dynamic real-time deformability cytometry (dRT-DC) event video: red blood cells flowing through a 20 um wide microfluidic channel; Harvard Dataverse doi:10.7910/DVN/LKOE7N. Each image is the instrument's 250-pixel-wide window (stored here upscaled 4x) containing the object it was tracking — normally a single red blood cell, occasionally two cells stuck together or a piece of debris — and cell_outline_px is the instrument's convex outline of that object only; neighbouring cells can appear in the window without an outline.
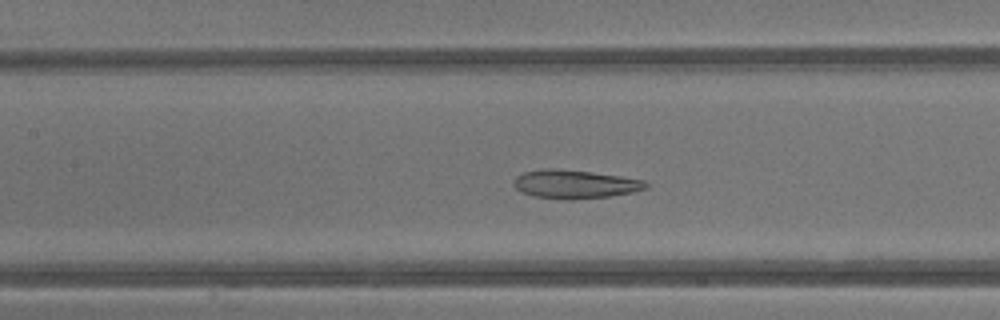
{"species": "common noctule bat (a hibernating species)", "species_latin": "Nyctalus noctula", "temperature_condition": "warm", "stored_images_in_passage": 19, "camera_frame_rate_fps": 3000, "um_per_image_px": 0.085, "animal": {"sex": "male", "body_mass_g": 13.3}, "frame": {"image": 1, "passage_image": 6, "time_ms": 1.667, "image_size_px": [1000, 320], "cell_outline_px": [[648, 188], [632, 192], [608, 196], [572, 200], [568, 200], [532, 196], [516, 188], [512, 184], [512, 180], [516, 176], [524, 172], [548, 168], [556, 168], [592, 172], [620, 176], [644, 180], [648, 184]], "centroid_in_image_um": [48.85, 15.65], "position_along_channel_um": 158.6, "area_um2": 22.02}}
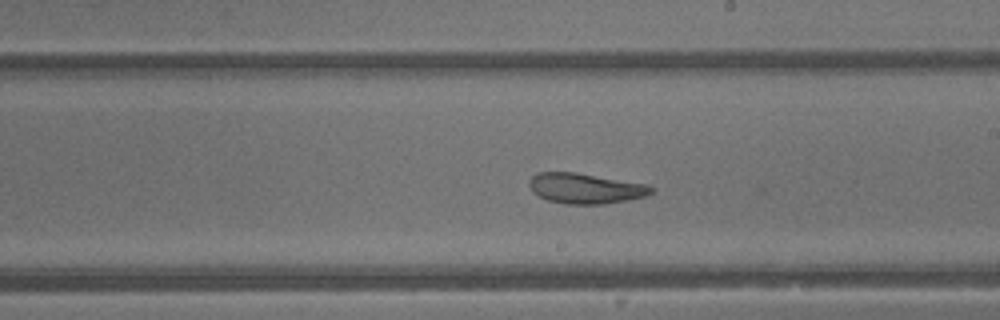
{"frame": {"image": 2, "passage_image": 11, "time_ms": 3.333, "image_size_px": [1000, 320], "cell_outline_px": [[656, 188], [652, 192], [644, 196], [628, 200], [604, 204], [564, 204], [548, 200], [532, 192], [528, 184], [528, 180], [536, 172], [576, 172], [648, 184]], "centroid_in_image_um": [49.75, 16.0], "position_along_channel_um": 239.2, "area_um2": 21.79}}
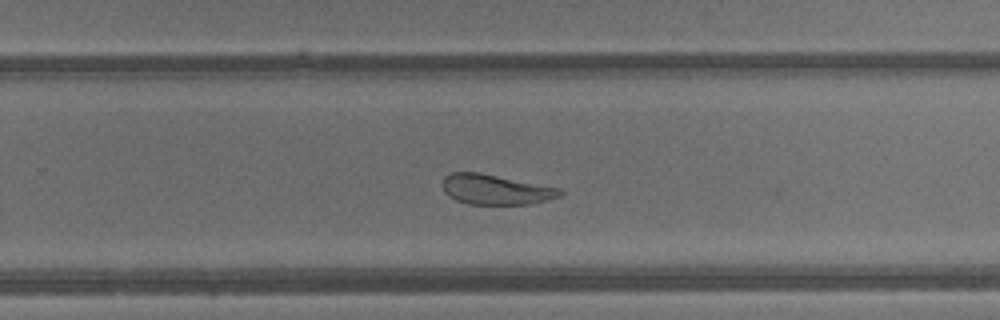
{"frame": {"image": 3, "passage_image": 14, "time_ms": 4.333, "image_size_px": [1000, 320], "cell_outline_px": [[564, 192], [560, 196], [548, 200], [528, 204], [468, 204], [456, 200], [448, 196], [444, 192], [440, 184], [444, 176], [452, 172], [480, 172], [560, 188]], "centroid_in_image_um": [42.09, 16.1], "position_along_channel_um": 287.7, "area_um2": 20.81}}